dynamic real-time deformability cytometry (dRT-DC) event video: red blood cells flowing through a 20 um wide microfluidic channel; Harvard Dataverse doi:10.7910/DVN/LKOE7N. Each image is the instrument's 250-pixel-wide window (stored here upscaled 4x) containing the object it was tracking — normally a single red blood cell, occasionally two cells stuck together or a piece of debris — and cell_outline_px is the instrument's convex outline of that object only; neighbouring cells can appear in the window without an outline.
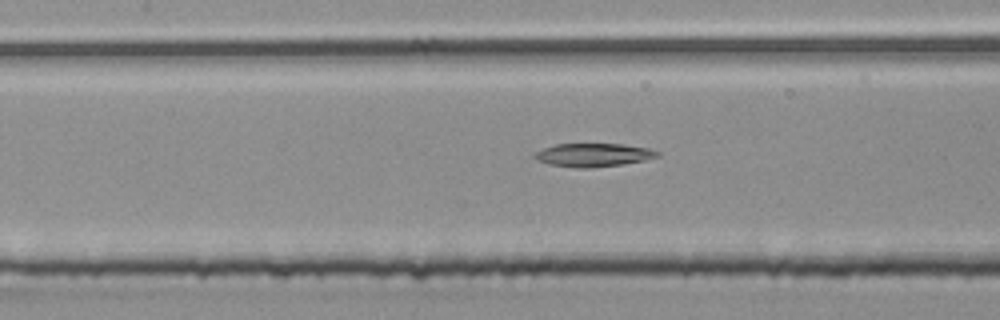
{"species": "common noctule bat (a hibernating species)", "species_latin": "Nyctalus noctula", "temperature_condition": "room temperature", "stored_images_in_passage": 47, "camera_frame_rate_fps": 3000, "um_per_image_px": 0.085, "animal": {"sex": "male", "body_mass_g": 20.4}, "frame": {"image": 1, "passage_image": 17, "time_ms": 5.333, "image_size_px": [1000, 320], "cell_outline_px": [[660, 156], [644, 160], [624, 164], [592, 168], [576, 168], [548, 164], [536, 160], [532, 156], [536, 152], [544, 148], [556, 144], [624, 144], [648, 148], [660, 152]], "centroid_in_image_um": [50.43, 13.18], "position_along_channel_um": 157.0, "area_um2": 16.82}}
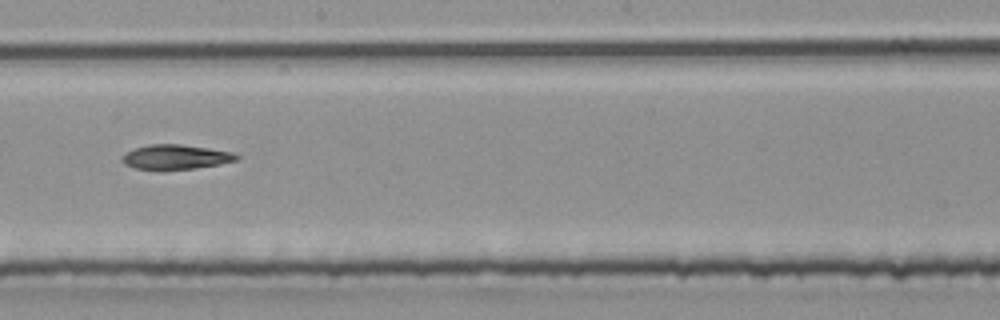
{"frame": {"image": 2, "passage_image": 23, "time_ms": 7.333, "image_size_px": [1000, 320], "cell_outline_px": [[240, 160], [196, 168], [136, 168], [124, 164], [120, 160], [120, 156], [124, 152], [148, 144], [180, 144], [208, 148], [232, 152], [240, 156]], "centroid_in_image_um": [14.92, 13.32], "position_along_channel_um": 233.3, "area_um2": 16.18}}
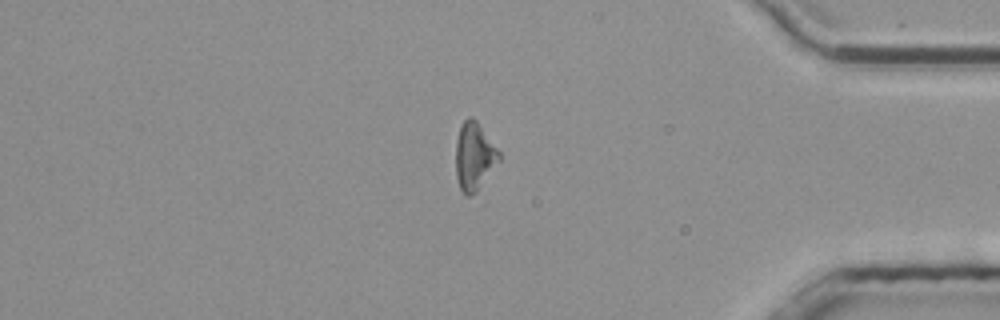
{"frame": {"image": 3, "passage_image": 38, "time_ms": 12.333, "image_size_px": [1000, 320], "cell_outline_px": [[500, 160], [476, 192], [472, 196], [464, 196], [460, 188], [456, 176], [456, 140], [460, 124], [468, 116], [472, 116], [476, 120], [500, 152]], "centroid_in_image_um": [40.29, 13.29], "position_along_channel_um": 394.9, "area_um2": 17.17}}